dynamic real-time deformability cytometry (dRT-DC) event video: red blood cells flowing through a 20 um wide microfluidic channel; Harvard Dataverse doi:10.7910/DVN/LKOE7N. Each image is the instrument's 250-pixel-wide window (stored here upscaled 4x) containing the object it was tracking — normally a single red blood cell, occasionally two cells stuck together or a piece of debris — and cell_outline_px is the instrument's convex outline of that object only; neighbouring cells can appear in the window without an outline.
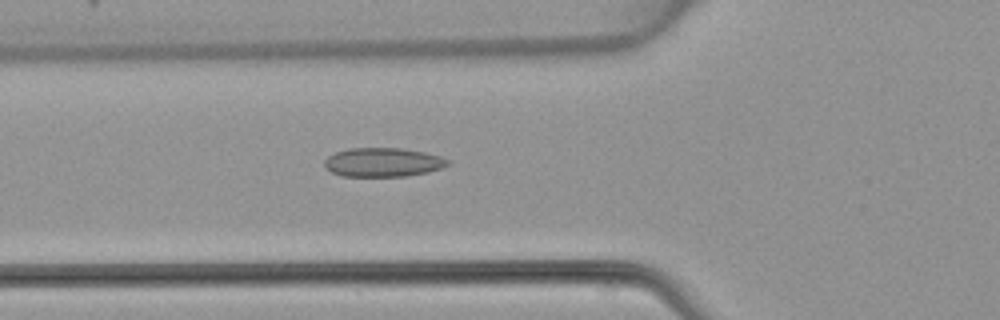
{"species": "common noctule bat (a hibernating species)", "species_latin": "Nyctalus noctula", "temperature_condition": "warm", "stored_images_in_passage": 47, "camera_frame_rate_fps": 3000, "um_per_image_px": 0.085, "animal": {"sex": "female", "body_mass_g": 22.7, "forearm_length_mm": 54.2}, "frame": {"image": 1, "passage_image": 17, "time_ms": 5.333, "image_size_px": [1000, 320], "cell_outline_px": [[452, 164], [428, 172], [404, 176], [340, 176], [332, 172], [324, 164], [324, 160], [328, 156], [336, 152], [348, 148], [400, 148], [424, 152], [440, 156], [448, 160]], "centroid_in_image_um": [32.55, 13.79], "position_along_channel_um": 93.2, "area_um2": 20.75}}
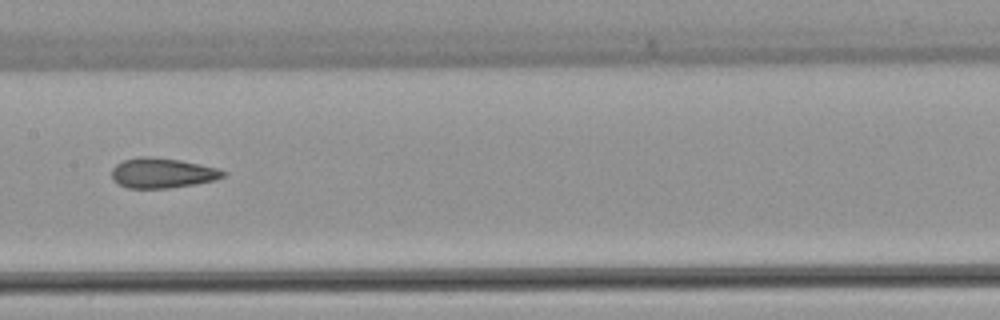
{"frame": {"image": 2, "passage_image": 24, "time_ms": 7.667, "image_size_px": [1000, 320], "cell_outline_px": [[228, 172], [224, 176], [216, 180], [168, 188], [128, 188], [112, 180], [112, 168], [116, 164], [124, 160], [140, 156], [152, 156], [180, 160], [220, 168]], "centroid_in_image_um": [13.81, 14.69], "position_along_channel_um": 193.6, "area_um2": 19.59}}
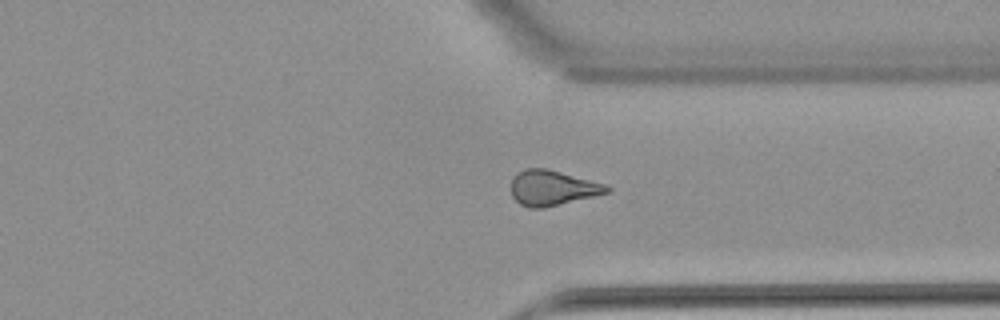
{"frame": {"image": 3, "passage_image": 36, "time_ms": 11.667, "image_size_px": [1000, 320], "cell_outline_px": [[612, 188], [608, 192], [544, 208], [528, 208], [520, 204], [512, 196], [512, 176], [528, 168], [544, 168], [560, 172], [604, 184]], "centroid_in_image_um": [46.91, 15.98], "position_along_channel_um": 364.5, "area_um2": 19.19}}